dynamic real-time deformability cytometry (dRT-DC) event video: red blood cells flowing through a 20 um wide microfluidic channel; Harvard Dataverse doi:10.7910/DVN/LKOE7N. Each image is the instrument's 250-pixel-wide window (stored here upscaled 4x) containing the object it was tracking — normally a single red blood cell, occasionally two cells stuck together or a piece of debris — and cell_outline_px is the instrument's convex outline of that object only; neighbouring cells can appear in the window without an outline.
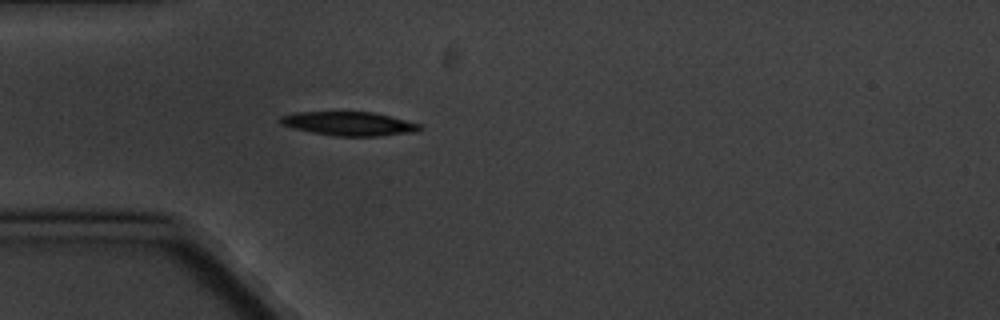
{"species": "common noctule bat (a hibernating species)", "species_latin": "Nyctalus noctula", "temperature_condition": "cold", "stored_images_in_passage": 2, "camera_frame_rate_fps": 3000, "um_per_image_px": 0.085, "animal": {"sex": "male", "body_mass_g": 20.1, "forearm_length_mm": 53.5}, "frame": {"image": 1, "passage_image": 2, "time_ms": 1.333, "image_size_px": [1000, 320], "cell_outline_px": [[424, 128], [416, 132], [376, 136], [336, 136], [312, 132], [292, 128], [280, 124], [276, 120], [280, 116], [296, 112], [372, 112], [420, 124]], "centroid_in_image_um": [29.61, 10.51], "position_along_channel_um": 55.4, "area_um2": 19.36}}